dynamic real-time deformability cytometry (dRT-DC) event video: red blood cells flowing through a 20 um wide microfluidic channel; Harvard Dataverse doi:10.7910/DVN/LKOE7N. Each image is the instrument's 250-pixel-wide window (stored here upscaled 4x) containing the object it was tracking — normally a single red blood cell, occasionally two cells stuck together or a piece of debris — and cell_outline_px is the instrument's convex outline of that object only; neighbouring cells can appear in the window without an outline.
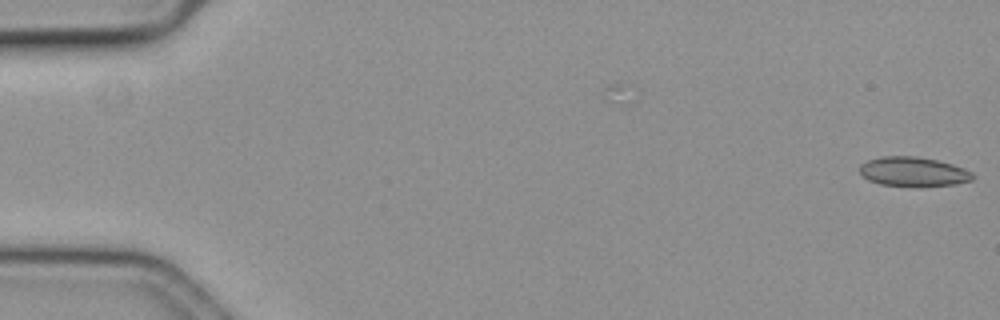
{"species": "common noctule bat (a hibernating species)", "species_latin": "Nyctalus noctula", "temperature_condition": "cold", "stored_images_in_passage": 58, "camera_frame_rate_fps": 3000, "um_per_image_px": 0.085, "animal": {"sex": "female", "body_mass_g": 19.3, "forearm_length_mm": 54.1}, "frame": {"image": 1, "passage_image": 1, "time_ms": 0.0, "image_size_px": [1000, 320], "cell_outline_px": [[976, 176], [972, 180], [956, 184], [880, 184], [868, 180], [860, 172], [860, 164], [868, 160], [880, 156], [916, 156], [936, 160], [952, 164], [964, 168], [972, 172]], "centroid_in_image_um": [77.63, 14.55], "position_along_channel_um": 7.4, "area_um2": 18.73}}
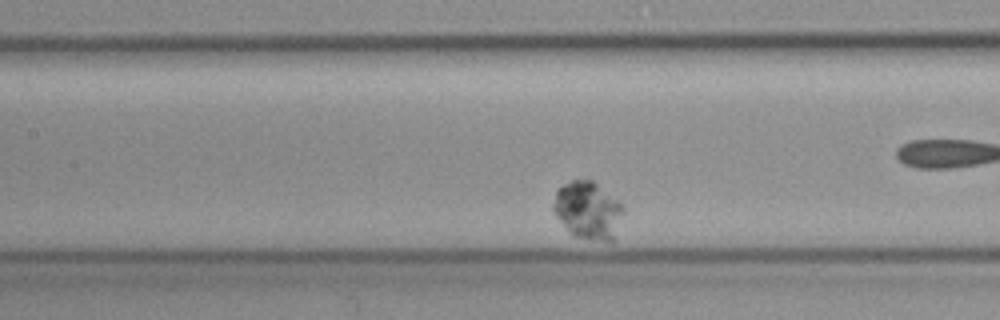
{"frame": {"image": 2, "passage_image": 24, "time_ms": 7.667, "image_size_px": [1000, 320], "cell_outline_px": [[624, 208], [612, 240], [588, 240], [572, 236], [552, 212], [552, 204], [556, 188], [572, 180], [592, 180], [620, 200], [624, 204]], "centroid_in_image_um": [49.92, 17.85], "position_along_channel_um": 157.5, "area_um2": 23.7}}
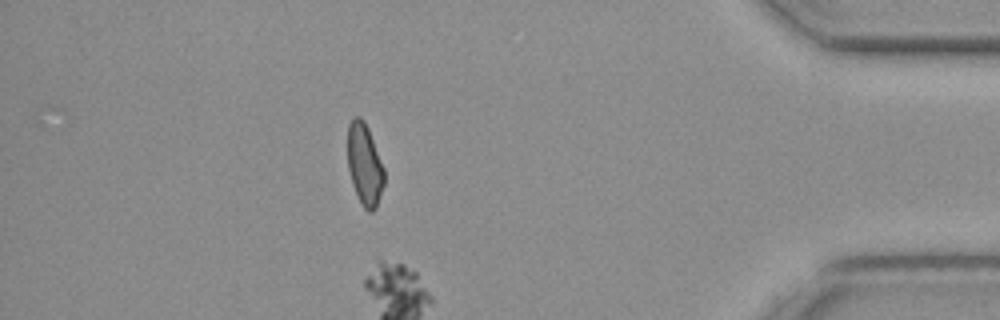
{"frame": {"image": 3, "passage_image": 51, "time_ms": 16.667, "image_size_px": [1000, 320], "cell_outline_px": [[384, 184], [376, 208], [372, 212], [368, 212], [360, 204], [356, 196], [352, 184], [348, 168], [348, 124], [352, 116], [360, 116], [364, 120], [368, 128], [384, 168]], "centroid_in_image_um": [30.98, 13.99], "position_along_channel_um": 404.2, "area_um2": 17.63}}